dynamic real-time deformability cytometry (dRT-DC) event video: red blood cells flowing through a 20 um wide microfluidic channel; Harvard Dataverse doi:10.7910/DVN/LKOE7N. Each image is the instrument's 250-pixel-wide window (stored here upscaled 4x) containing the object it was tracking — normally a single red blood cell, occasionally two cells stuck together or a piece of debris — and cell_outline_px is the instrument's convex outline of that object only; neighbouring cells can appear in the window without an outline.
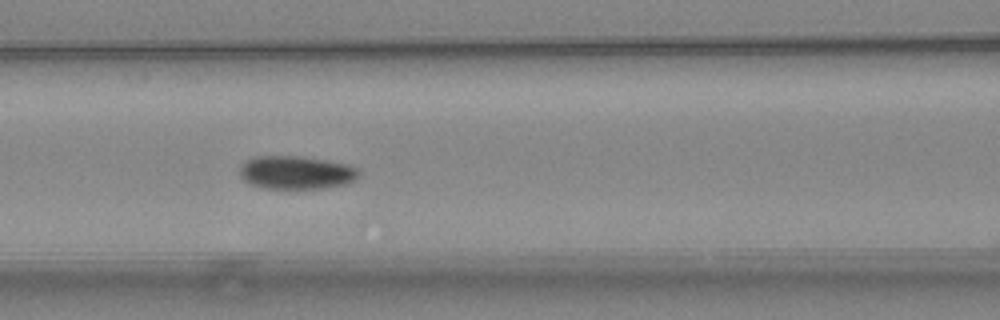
{"species": "common noctule bat (a hibernating species)", "species_latin": "Nyctalus noctula", "temperature_condition": "warm", "stored_images_in_passage": 12, "camera_frame_rate_fps": 3000, "um_per_image_px": 0.085, "animal": {"sex": "female", "body_mass_g": 24.6, "forearm_length_mm": 56.2}, "frame": {"image": 1, "passage_image": 9, "time_ms": 2.667, "image_size_px": [1000, 320], "cell_outline_px": [[360, 176], [356, 180], [348, 184], [324, 188], [268, 188], [248, 184], [240, 176], [240, 164], [256, 156], [300, 156], [348, 164], [356, 168], [360, 172]], "centroid_in_image_um": [25.2, 14.66], "position_along_channel_um": 141.4, "area_um2": 23.18}}